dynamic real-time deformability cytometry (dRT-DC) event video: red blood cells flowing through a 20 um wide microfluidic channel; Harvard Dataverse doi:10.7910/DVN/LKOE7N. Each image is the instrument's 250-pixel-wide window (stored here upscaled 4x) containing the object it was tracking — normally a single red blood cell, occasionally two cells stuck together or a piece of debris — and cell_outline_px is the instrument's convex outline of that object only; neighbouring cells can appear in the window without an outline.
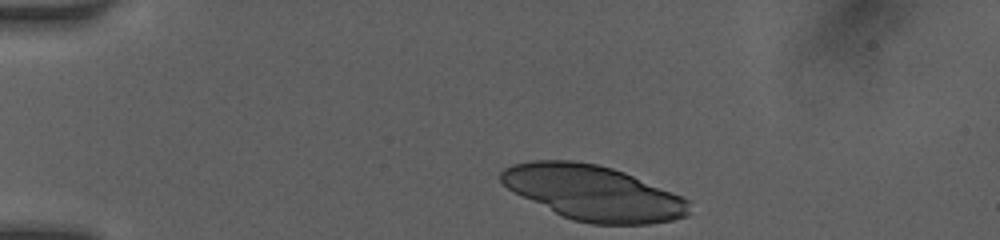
{"species": "human", "species_latin": "Homo sapiens", "temperature_condition": "room temperature", "stored_images_in_passage": 35, "camera_frame_rate_fps": 3000, "um_per_image_px": 0.085, "donor": {"sex": "female"}, "frame": {"image": 1, "passage_image": 1, "time_ms": 0.0, "image_size_px": [1000, 240], "cell_outline_px": [[688, 216], [672, 220], [648, 224], [592, 224], [572, 220], [512, 192], [500, 180], [500, 172], [504, 168], [512, 164], [532, 160], [572, 160], [596, 164], [612, 168], [624, 172], [680, 196], [688, 200]], "centroid_in_image_um": [50.38, 16.39], "position_along_channel_um": 34.6, "area_um2": 59.77}}